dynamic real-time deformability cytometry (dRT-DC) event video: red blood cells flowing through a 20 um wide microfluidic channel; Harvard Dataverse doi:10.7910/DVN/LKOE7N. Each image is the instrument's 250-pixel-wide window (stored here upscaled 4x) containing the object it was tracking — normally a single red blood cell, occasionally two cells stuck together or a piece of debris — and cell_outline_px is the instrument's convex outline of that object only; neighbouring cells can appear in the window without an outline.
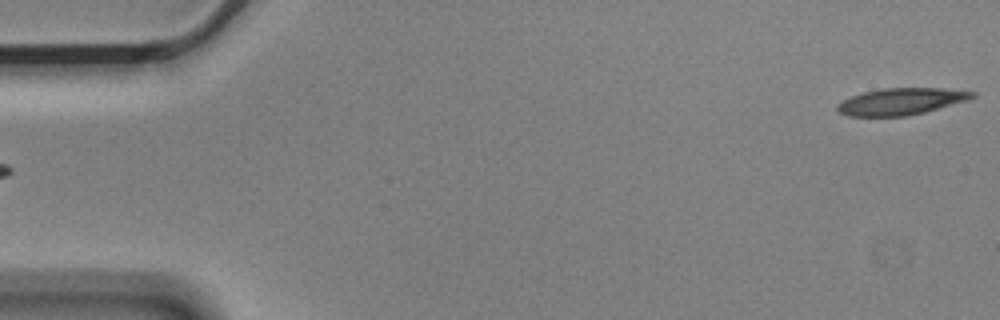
{"species": "Egyptian fruit bat (a non-hibernating species)", "species_latin": "Rousettus aegyptiacus", "temperature_condition": "cold", "stored_images_in_passage": 5, "segment_of_instrument_passage": [2, 2], "camera_frame_rate_fps": 3000, "um_per_image_px": 0.085, "animal": {"sex": "male"}, "frame": {"image": 1, "passage_image": 5, "time_ms": 1.333, "image_size_px": [1000, 320], "cell_outline_px": [[976, 96], [968, 100], [924, 112], [908, 116], [848, 116], [840, 112], [836, 108], [836, 104], [852, 96], [864, 92], [884, 88], [940, 88], [976, 92]], "centroid_in_image_um": [76.6, 8.62], "position_along_channel_um": 8.4, "area_um2": 20.87}}